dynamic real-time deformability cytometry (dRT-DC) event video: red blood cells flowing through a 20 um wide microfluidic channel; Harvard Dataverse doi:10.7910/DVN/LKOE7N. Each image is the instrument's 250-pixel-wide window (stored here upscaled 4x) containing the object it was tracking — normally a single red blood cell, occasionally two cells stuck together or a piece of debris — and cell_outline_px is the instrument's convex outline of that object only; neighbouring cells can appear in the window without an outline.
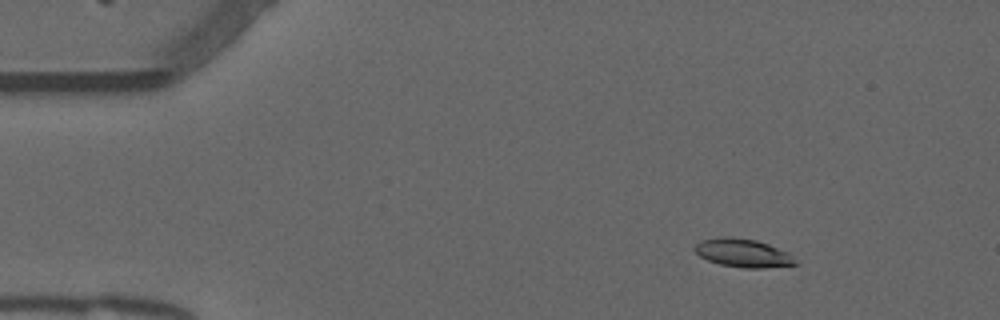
{"species": "common noctule bat (a hibernating species)", "species_latin": "Nyctalus noctula", "temperature_condition": "warm", "stored_images_in_passage": 55, "camera_frame_rate_fps": 3000, "um_per_image_px": 0.085, "animal": {"sex": "male", "forearm_length_mm": 52.5}, "frame": {"image": 1, "passage_image": 8, "time_ms": 2.333, "image_size_px": [1000, 320], "cell_outline_px": [[800, 264], [764, 268], [744, 268], [720, 264], [708, 260], [700, 256], [692, 248], [700, 240], [720, 236], [728, 236], [756, 240], [768, 244], [788, 252]], "centroid_in_image_um": [63.15, 21.5], "position_along_channel_um": 21.9, "area_um2": 16.76}}
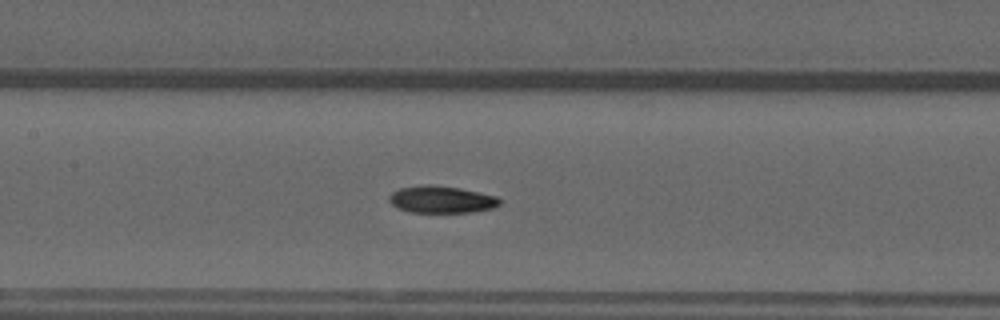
{"frame": {"image": 2, "passage_image": 26, "time_ms": 8.333, "image_size_px": [1000, 320], "cell_outline_px": [[500, 204], [496, 208], [472, 212], [412, 212], [396, 208], [388, 200], [388, 196], [392, 192], [400, 188], [460, 188], [496, 196], [500, 200]], "centroid_in_image_um": [37.57, 17.02], "position_along_channel_um": 169.8, "area_um2": 16.59}}
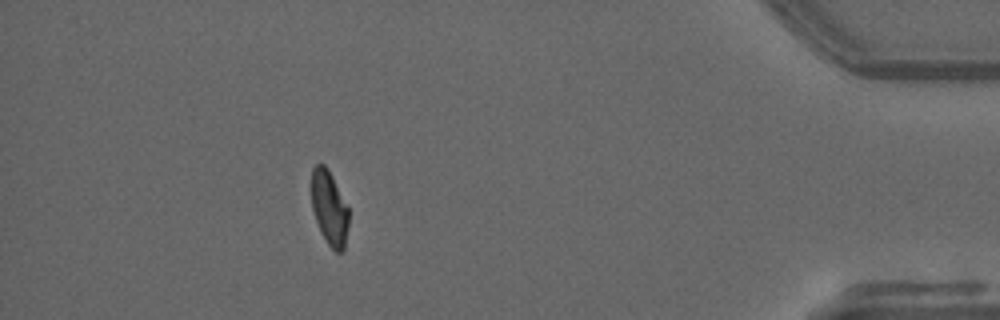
{"frame": {"image": 3, "passage_image": 49, "time_ms": 16.0, "image_size_px": [1000, 320], "cell_outline_px": [[348, 224], [344, 248], [340, 252], [336, 252], [328, 244], [316, 220], [312, 208], [312, 168], [316, 164], [324, 164], [328, 168], [348, 208]], "centroid_in_image_um": [27.99, 17.65], "position_along_channel_um": 407.2, "area_um2": 15.72}}